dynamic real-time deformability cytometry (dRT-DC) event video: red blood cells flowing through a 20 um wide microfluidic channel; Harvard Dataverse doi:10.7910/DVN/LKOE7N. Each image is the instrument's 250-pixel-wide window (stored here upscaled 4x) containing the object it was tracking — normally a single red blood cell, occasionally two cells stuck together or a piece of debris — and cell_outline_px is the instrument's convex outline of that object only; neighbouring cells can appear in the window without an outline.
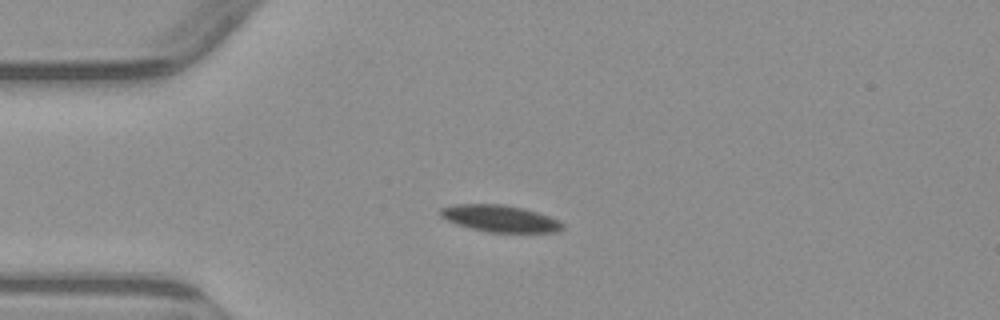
{"species": "common noctule bat (a hibernating species)", "species_latin": "Nyctalus noctula", "temperature_condition": "warm", "stored_images_in_passage": 5, "camera_frame_rate_fps": 3000, "um_per_image_px": 0.085, "animal": {"sex": "male", "body_mass_g": 23.1, "forearm_length_mm": 52.7}, "frame": {"image": 1, "passage_image": 4, "time_ms": 4.0, "image_size_px": [1000, 320], "cell_outline_px": [[564, 228], [556, 232], [488, 232], [456, 224], [440, 216], [440, 208], [456, 204], [504, 204], [524, 208], [560, 220], [564, 224]], "centroid_in_image_um": [42.52, 18.57], "position_along_channel_um": 42.5, "area_um2": 19.02}}